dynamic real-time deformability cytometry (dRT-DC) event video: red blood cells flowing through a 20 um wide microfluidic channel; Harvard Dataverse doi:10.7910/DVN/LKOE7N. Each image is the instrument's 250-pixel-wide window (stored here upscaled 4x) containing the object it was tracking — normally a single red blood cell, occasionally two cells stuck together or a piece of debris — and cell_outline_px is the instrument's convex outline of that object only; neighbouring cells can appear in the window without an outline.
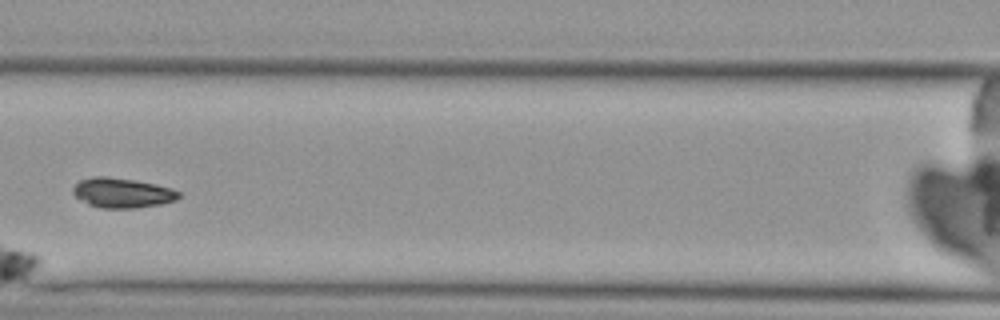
{"species": "Egyptian fruit bat (a non-hibernating species)", "species_latin": "Rousettus aegyptiacus", "temperature_condition": "cold", "stored_images_in_passage": 8, "camera_frame_rate_fps": 3000, "um_per_image_px": 0.085, "animal": {"sex": "female"}, "frame": {"image": 1, "passage_image": 4, "time_ms": 3.333, "image_size_px": [1000, 320], "cell_outline_px": [[180, 196], [176, 200], [160, 204], [136, 208], [100, 208], [88, 204], [76, 196], [72, 192], [72, 188], [80, 180], [92, 176], [108, 176], [156, 184], [180, 192]], "centroid_in_image_um": [10.36, 16.39], "position_along_channel_um": 156.2, "area_um2": 18.26}}